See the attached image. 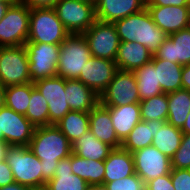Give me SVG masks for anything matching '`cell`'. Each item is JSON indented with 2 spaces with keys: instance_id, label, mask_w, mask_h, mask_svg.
<instances>
[{
  "instance_id": "obj_1",
  "label": "cell",
  "mask_w": 190,
  "mask_h": 190,
  "mask_svg": "<svg viewBox=\"0 0 190 190\" xmlns=\"http://www.w3.org/2000/svg\"><path fill=\"white\" fill-rule=\"evenodd\" d=\"M28 147L41 160L46 182L54 177L58 161L72 154V143L56 125L35 127Z\"/></svg>"
},
{
  "instance_id": "obj_2",
  "label": "cell",
  "mask_w": 190,
  "mask_h": 190,
  "mask_svg": "<svg viewBox=\"0 0 190 190\" xmlns=\"http://www.w3.org/2000/svg\"><path fill=\"white\" fill-rule=\"evenodd\" d=\"M121 42L136 41L154 56L168 35L153 22L148 10L129 15L113 23Z\"/></svg>"
},
{
  "instance_id": "obj_3",
  "label": "cell",
  "mask_w": 190,
  "mask_h": 190,
  "mask_svg": "<svg viewBox=\"0 0 190 190\" xmlns=\"http://www.w3.org/2000/svg\"><path fill=\"white\" fill-rule=\"evenodd\" d=\"M5 160L15 182L29 188L46 186L47 182L42 178L41 160L28 146H8Z\"/></svg>"
},
{
  "instance_id": "obj_4",
  "label": "cell",
  "mask_w": 190,
  "mask_h": 190,
  "mask_svg": "<svg viewBox=\"0 0 190 190\" xmlns=\"http://www.w3.org/2000/svg\"><path fill=\"white\" fill-rule=\"evenodd\" d=\"M92 57L89 44L83 34L71 33L60 44L57 76L78 79L81 70Z\"/></svg>"
},
{
  "instance_id": "obj_5",
  "label": "cell",
  "mask_w": 190,
  "mask_h": 190,
  "mask_svg": "<svg viewBox=\"0 0 190 190\" xmlns=\"http://www.w3.org/2000/svg\"><path fill=\"white\" fill-rule=\"evenodd\" d=\"M69 34L54 8L30 9L28 42L60 45Z\"/></svg>"
},
{
  "instance_id": "obj_6",
  "label": "cell",
  "mask_w": 190,
  "mask_h": 190,
  "mask_svg": "<svg viewBox=\"0 0 190 190\" xmlns=\"http://www.w3.org/2000/svg\"><path fill=\"white\" fill-rule=\"evenodd\" d=\"M25 46L0 47V84L3 87L31 82Z\"/></svg>"
},
{
  "instance_id": "obj_7",
  "label": "cell",
  "mask_w": 190,
  "mask_h": 190,
  "mask_svg": "<svg viewBox=\"0 0 190 190\" xmlns=\"http://www.w3.org/2000/svg\"><path fill=\"white\" fill-rule=\"evenodd\" d=\"M30 9L22 4L11 5L0 20V47L24 46L29 32Z\"/></svg>"
},
{
  "instance_id": "obj_8",
  "label": "cell",
  "mask_w": 190,
  "mask_h": 190,
  "mask_svg": "<svg viewBox=\"0 0 190 190\" xmlns=\"http://www.w3.org/2000/svg\"><path fill=\"white\" fill-rule=\"evenodd\" d=\"M31 82L57 75L60 45L26 42Z\"/></svg>"
},
{
  "instance_id": "obj_9",
  "label": "cell",
  "mask_w": 190,
  "mask_h": 190,
  "mask_svg": "<svg viewBox=\"0 0 190 190\" xmlns=\"http://www.w3.org/2000/svg\"><path fill=\"white\" fill-rule=\"evenodd\" d=\"M140 101L133 71L118 70L107 88L99 96V103L104 107L125 106Z\"/></svg>"
},
{
  "instance_id": "obj_10",
  "label": "cell",
  "mask_w": 190,
  "mask_h": 190,
  "mask_svg": "<svg viewBox=\"0 0 190 190\" xmlns=\"http://www.w3.org/2000/svg\"><path fill=\"white\" fill-rule=\"evenodd\" d=\"M54 9L70 34H83L96 21L93 4L77 0H59Z\"/></svg>"
},
{
  "instance_id": "obj_11",
  "label": "cell",
  "mask_w": 190,
  "mask_h": 190,
  "mask_svg": "<svg viewBox=\"0 0 190 190\" xmlns=\"http://www.w3.org/2000/svg\"><path fill=\"white\" fill-rule=\"evenodd\" d=\"M83 35L92 57L115 61L121 41L113 23L96 20Z\"/></svg>"
},
{
  "instance_id": "obj_12",
  "label": "cell",
  "mask_w": 190,
  "mask_h": 190,
  "mask_svg": "<svg viewBox=\"0 0 190 190\" xmlns=\"http://www.w3.org/2000/svg\"><path fill=\"white\" fill-rule=\"evenodd\" d=\"M34 130L25 115L6 106L0 109V140L9 146H29Z\"/></svg>"
},
{
  "instance_id": "obj_13",
  "label": "cell",
  "mask_w": 190,
  "mask_h": 190,
  "mask_svg": "<svg viewBox=\"0 0 190 190\" xmlns=\"http://www.w3.org/2000/svg\"><path fill=\"white\" fill-rule=\"evenodd\" d=\"M66 79L53 76L34 82V86L47 101L49 107V125L57 124L71 111L65 92Z\"/></svg>"
},
{
  "instance_id": "obj_14",
  "label": "cell",
  "mask_w": 190,
  "mask_h": 190,
  "mask_svg": "<svg viewBox=\"0 0 190 190\" xmlns=\"http://www.w3.org/2000/svg\"><path fill=\"white\" fill-rule=\"evenodd\" d=\"M134 158L135 173L145 184L157 177L170 174L171 159L161 153L153 145L132 153Z\"/></svg>"
},
{
  "instance_id": "obj_15",
  "label": "cell",
  "mask_w": 190,
  "mask_h": 190,
  "mask_svg": "<svg viewBox=\"0 0 190 190\" xmlns=\"http://www.w3.org/2000/svg\"><path fill=\"white\" fill-rule=\"evenodd\" d=\"M118 70L115 61L91 57L81 70L78 80L100 96Z\"/></svg>"
},
{
  "instance_id": "obj_16",
  "label": "cell",
  "mask_w": 190,
  "mask_h": 190,
  "mask_svg": "<svg viewBox=\"0 0 190 190\" xmlns=\"http://www.w3.org/2000/svg\"><path fill=\"white\" fill-rule=\"evenodd\" d=\"M146 9L168 36L189 27V6H146Z\"/></svg>"
},
{
  "instance_id": "obj_17",
  "label": "cell",
  "mask_w": 190,
  "mask_h": 190,
  "mask_svg": "<svg viewBox=\"0 0 190 190\" xmlns=\"http://www.w3.org/2000/svg\"><path fill=\"white\" fill-rule=\"evenodd\" d=\"M182 66L190 64V28L170 34L154 55Z\"/></svg>"
},
{
  "instance_id": "obj_18",
  "label": "cell",
  "mask_w": 190,
  "mask_h": 190,
  "mask_svg": "<svg viewBox=\"0 0 190 190\" xmlns=\"http://www.w3.org/2000/svg\"><path fill=\"white\" fill-rule=\"evenodd\" d=\"M146 8V0H97L96 20L114 23Z\"/></svg>"
},
{
  "instance_id": "obj_19",
  "label": "cell",
  "mask_w": 190,
  "mask_h": 190,
  "mask_svg": "<svg viewBox=\"0 0 190 190\" xmlns=\"http://www.w3.org/2000/svg\"><path fill=\"white\" fill-rule=\"evenodd\" d=\"M89 131L101 142L113 148H120L122 142L118 139L109 110L98 103L89 113Z\"/></svg>"
},
{
  "instance_id": "obj_20",
  "label": "cell",
  "mask_w": 190,
  "mask_h": 190,
  "mask_svg": "<svg viewBox=\"0 0 190 190\" xmlns=\"http://www.w3.org/2000/svg\"><path fill=\"white\" fill-rule=\"evenodd\" d=\"M67 103L71 110L90 113L99 103V95L78 79H67Z\"/></svg>"
},
{
  "instance_id": "obj_21",
  "label": "cell",
  "mask_w": 190,
  "mask_h": 190,
  "mask_svg": "<svg viewBox=\"0 0 190 190\" xmlns=\"http://www.w3.org/2000/svg\"><path fill=\"white\" fill-rule=\"evenodd\" d=\"M104 182L124 179L135 174L133 154L120 148H114L104 161Z\"/></svg>"
},
{
  "instance_id": "obj_22",
  "label": "cell",
  "mask_w": 190,
  "mask_h": 190,
  "mask_svg": "<svg viewBox=\"0 0 190 190\" xmlns=\"http://www.w3.org/2000/svg\"><path fill=\"white\" fill-rule=\"evenodd\" d=\"M149 50L136 41L120 42L115 62L119 70L134 71L149 63L152 59Z\"/></svg>"
},
{
  "instance_id": "obj_23",
  "label": "cell",
  "mask_w": 190,
  "mask_h": 190,
  "mask_svg": "<svg viewBox=\"0 0 190 190\" xmlns=\"http://www.w3.org/2000/svg\"><path fill=\"white\" fill-rule=\"evenodd\" d=\"M118 139L123 142L134 127L141 121L140 104L106 107Z\"/></svg>"
},
{
  "instance_id": "obj_24",
  "label": "cell",
  "mask_w": 190,
  "mask_h": 190,
  "mask_svg": "<svg viewBox=\"0 0 190 190\" xmlns=\"http://www.w3.org/2000/svg\"><path fill=\"white\" fill-rule=\"evenodd\" d=\"M165 121H140L122 142V148L133 153L152 144Z\"/></svg>"
},
{
  "instance_id": "obj_25",
  "label": "cell",
  "mask_w": 190,
  "mask_h": 190,
  "mask_svg": "<svg viewBox=\"0 0 190 190\" xmlns=\"http://www.w3.org/2000/svg\"><path fill=\"white\" fill-rule=\"evenodd\" d=\"M88 183L73 174L71 155L58 161L54 177L46 183L49 190H86Z\"/></svg>"
},
{
  "instance_id": "obj_26",
  "label": "cell",
  "mask_w": 190,
  "mask_h": 190,
  "mask_svg": "<svg viewBox=\"0 0 190 190\" xmlns=\"http://www.w3.org/2000/svg\"><path fill=\"white\" fill-rule=\"evenodd\" d=\"M113 149L98 140L90 131L72 143V153L87 160L105 161Z\"/></svg>"
},
{
  "instance_id": "obj_27",
  "label": "cell",
  "mask_w": 190,
  "mask_h": 190,
  "mask_svg": "<svg viewBox=\"0 0 190 190\" xmlns=\"http://www.w3.org/2000/svg\"><path fill=\"white\" fill-rule=\"evenodd\" d=\"M151 62L157 68L158 82L163 93L168 94L182 89V65L165 59H157L154 56H152Z\"/></svg>"
},
{
  "instance_id": "obj_28",
  "label": "cell",
  "mask_w": 190,
  "mask_h": 190,
  "mask_svg": "<svg viewBox=\"0 0 190 190\" xmlns=\"http://www.w3.org/2000/svg\"><path fill=\"white\" fill-rule=\"evenodd\" d=\"M168 116L167 122L181 129L190 112V91L178 89L167 94Z\"/></svg>"
},
{
  "instance_id": "obj_29",
  "label": "cell",
  "mask_w": 190,
  "mask_h": 190,
  "mask_svg": "<svg viewBox=\"0 0 190 190\" xmlns=\"http://www.w3.org/2000/svg\"><path fill=\"white\" fill-rule=\"evenodd\" d=\"M136 84L139 91L140 100H146L163 93L158 82L157 68L150 61L149 63L135 69Z\"/></svg>"
},
{
  "instance_id": "obj_30",
  "label": "cell",
  "mask_w": 190,
  "mask_h": 190,
  "mask_svg": "<svg viewBox=\"0 0 190 190\" xmlns=\"http://www.w3.org/2000/svg\"><path fill=\"white\" fill-rule=\"evenodd\" d=\"M73 174L84 179L88 184H104V161L87 160L71 154Z\"/></svg>"
},
{
  "instance_id": "obj_31",
  "label": "cell",
  "mask_w": 190,
  "mask_h": 190,
  "mask_svg": "<svg viewBox=\"0 0 190 190\" xmlns=\"http://www.w3.org/2000/svg\"><path fill=\"white\" fill-rule=\"evenodd\" d=\"M55 125L74 143L89 131V113L71 110Z\"/></svg>"
},
{
  "instance_id": "obj_32",
  "label": "cell",
  "mask_w": 190,
  "mask_h": 190,
  "mask_svg": "<svg viewBox=\"0 0 190 190\" xmlns=\"http://www.w3.org/2000/svg\"><path fill=\"white\" fill-rule=\"evenodd\" d=\"M182 136L183 132L179 128L166 121L153 138L151 145L171 159L180 147Z\"/></svg>"
},
{
  "instance_id": "obj_33",
  "label": "cell",
  "mask_w": 190,
  "mask_h": 190,
  "mask_svg": "<svg viewBox=\"0 0 190 190\" xmlns=\"http://www.w3.org/2000/svg\"><path fill=\"white\" fill-rule=\"evenodd\" d=\"M48 103L42 94L31 82V97L29 107L25 117L35 126H48L49 125V110Z\"/></svg>"
},
{
  "instance_id": "obj_34",
  "label": "cell",
  "mask_w": 190,
  "mask_h": 190,
  "mask_svg": "<svg viewBox=\"0 0 190 190\" xmlns=\"http://www.w3.org/2000/svg\"><path fill=\"white\" fill-rule=\"evenodd\" d=\"M31 97V82L5 87V106L25 115Z\"/></svg>"
},
{
  "instance_id": "obj_35",
  "label": "cell",
  "mask_w": 190,
  "mask_h": 190,
  "mask_svg": "<svg viewBox=\"0 0 190 190\" xmlns=\"http://www.w3.org/2000/svg\"><path fill=\"white\" fill-rule=\"evenodd\" d=\"M139 104L142 121H167L168 100L166 93L142 100Z\"/></svg>"
},
{
  "instance_id": "obj_36",
  "label": "cell",
  "mask_w": 190,
  "mask_h": 190,
  "mask_svg": "<svg viewBox=\"0 0 190 190\" xmlns=\"http://www.w3.org/2000/svg\"><path fill=\"white\" fill-rule=\"evenodd\" d=\"M172 169H190V134H183L180 147L171 158Z\"/></svg>"
},
{
  "instance_id": "obj_37",
  "label": "cell",
  "mask_w": 190,
  "mask_h": 190,
  "mask_svg": "<svg viewBox=\"0 0 190 190\" xmlns=\"http://www.w3.org/2000/svg\"><path fill=\"white\" fill-rule=\"evenodd\" d=\"M109 190H145V182L135 173L124 179L104 182Z\"/></svg>"
},
{
  "instance_id": "obj_38",
  "label": "cell",
  "mask_w": 190,
  "mask_h": 190,
  "mask_svg": "<svg viewBox=\"0 0 190 190\" xmlns=\"http://www.w3.org/2000/svg\"><path fill=\"white\" fill-rule=\"evenodd\" d=\"M170 177L175 190H190V169H171Z\"/></svg>"
},
{
  "instance_id": "obj_39",
  "label": "cell",
  "mask_w": 190,
  "mask_h": 190,
  "mask_svg": "<svg viewBox=\"0 0 190 190\" xmlns=\"http://www.w3.org/2000/svg\"><path fill=\"white\" fill-rule=\"evenodd\" d=\"M145 190H175L170 174L153 179L145 184Z\"/></svg>"
},
{
  "instance_id": "obj_40",
  "label": "cell",
  "mask_w": 190,
  "mask_h": 190,
  "mask_svg": "<svg viewBox=\"0 0 190 190\" xmlns=\"http://www.w3.org/2000/svg\"><path fill=\"white\" fill-rule=\"evenodd\" d=\"M13 172L8 166L6 160L1 162L0 166V187L14 183Z\"/></svg>"
},
{
  "instance_id": "obj_41",
  "label": "cell",
  "mask_w": 190,
  "mask_h": 190,
  "mask_svg": "<svg viewBox=\"0 0 190 190\" xmlns=\"http://www.w3.org/2000/svg\"><path fill=\"white\" fill-rule=\"evenodd\" d=\"M59 0H20L29 9L54 8Z\"/></svg>"
},
{
  "instance_id": "obj_42",
  "label": "cell",
  "mask_w": 190,
  "mask_h": 190,
  "mask_svg": "<svg viewBox=\"0 0 190 190\" xmlns=\"http://www.w3.org/2000/svg\"><path fill=\"white\" fill-rule=\"evenodd\" d=\"M190 6V0H146V6Z\"/></svg>"
},
{
  "instance_id": "obj_43",
  "label": "cell",
  "mask_w": 190,
  "mask_h": 190,
  "mask_svg": "<svg viewBox=\"0 0 190 190\" xmlns=\"http://www.w3.org/2000/svg\"><path fill=\"white\" fill-rule=\"evenodd\" d=\"M181 79L182 88L190 91V64L183 66Z\"/></svg>"
},
{
  "instance_id": "obj_44",
  "label": "cell",
  "mask_w": 190,
  "mask_h": 190,
  "mask_svg": "<svg viewBox=\"0 0 190 190\" xmlns=\"http://www.w3.org/2000/svg\"><path fill=\"white\" fill-rule=\"evenodd\" d=\"M0 190H30V188L24 185H20L17 182H14L12 184L0 187Z\"/></svg>"
},
{
  "instance_id": "obj_45",
  "label": "cell",
  "mask_w": 190,
  "mask_h": 190,
  "mask_svg": "<svg viewBox=\"0 0 190 190\" xmlns=\"http://www.w3.org/2000/svg\"><path fill=\"white\" fill-rule=\"evenodd\" d=\"M8 146L9 145L5 141L0 140V166H1V162L5 160L6 150Z\"/></svg>"
},
{
  "instance_id": "obj_46",
  "label": "cell",
  "mask_w": 190,
  "mask_h": 190,
  "mask_svg": "<svg viewBox=\"0 0 190 190\" xmlns=\"http://www.w3.org/2000/svg\"><path fill=\"white\" fill-rule=\"evenodd\" d=\"M11 5L10 3L0 1V20L5 16Z\"/></svg>"
},
{
  "instance_id": "obj_47",
  "label": "cell",
  "mask_w": 190,
  "mask_h": 190,
  "mask_svg": "<svg viewBox=\"0 0 190 190\" xmlns=\"http://www.w3.org/2000/svg\"><path fill=\"white\" fill-rule=\"evenodd\" d=\"M86 190H109L106 184H88Z\"/></svg>"
},
{
  "instance_id": "obj_48",
  "label": "cell",
  "mask_w": 190,
  "mask_h": 190,
  "mask_svg": "<svg viewBox=\"0 0 190 190\" xmlns=\"http://www.w3.org/2000/svg\"><path fill=\"white\" fill-rule=\"evenodd\" d=\"M183 134H190V112L187 116V120L183 124V127L180 129Z\"/></svg>"
},
{
  "instance_id": "obj_49",
  "label": "cell",
  "mask_w": 190,
  "mask_h": 190,
  "mask_svg": "<svg viewBox=\"0 0 190 190\" xmlns=\"http://www.w3.org/2000/svg\"><path fill=\"white\" fill-rule=\"evenodd\" d=\"M5 106V87L0 84V109Z\"/></svg>"
},
{
  "instance_id": "obj_50",
  "label": "cell",
  "mask_w": 190,
  "mask_h": 190,
  "mask_svg": "<svg viewBox=\"0 0 190 190\" xmlns=\"http://www.w3.org/2000/svg\"><path fill=\"white\" fill-rule=\"evenodd\" d=\"M77 1L84 2L87 4H93L94 6L96 5L97 2V0H77Z\"/></svg>"
},
{
  "instance_id": "obj_51",
  "label": "cell",
  "mask_w": 190,
  "mask_h": 190,
  "mask_svg": "<svg viewBox=\"0 0 190 190\" xmlns=\"http://www.w3.org/2000/svg\"><path fill=\"white\" fill-rule=\"evenodd\" d=\"M0 1L7 2V3H10L12 5L17 4V3L20 2V0H0Z\"/></svg>"
},
{
  "instance_id": "obj_52",
  "label": "cell",
  "mask_w": 190,
  "mask_h": 190,
  "mask_svg": "<svg viewBox=\"0 0 190 190\" xmlns=\"http://www.w3.org/2000/svg\"><path fill=\"white\" fill-rule=\"evenodd\" d=\"M30 190H49L46 186L30 188Z\"/></svg>"
},
{
  "instance_id": "obj_53",
  "label": "cell",
  "mask_w": 190,
  "mask_h": 190,
  "mask_svg": "<svg viewBox=\"0 0 190 190\" xmlns=\"http://www.w3.org/2000/svg\"><path fill=\"white\" fill-rule=\"evenodd\" d=\"M189 28H190V6H189Z\"/></svg>"
}]
</instances>
